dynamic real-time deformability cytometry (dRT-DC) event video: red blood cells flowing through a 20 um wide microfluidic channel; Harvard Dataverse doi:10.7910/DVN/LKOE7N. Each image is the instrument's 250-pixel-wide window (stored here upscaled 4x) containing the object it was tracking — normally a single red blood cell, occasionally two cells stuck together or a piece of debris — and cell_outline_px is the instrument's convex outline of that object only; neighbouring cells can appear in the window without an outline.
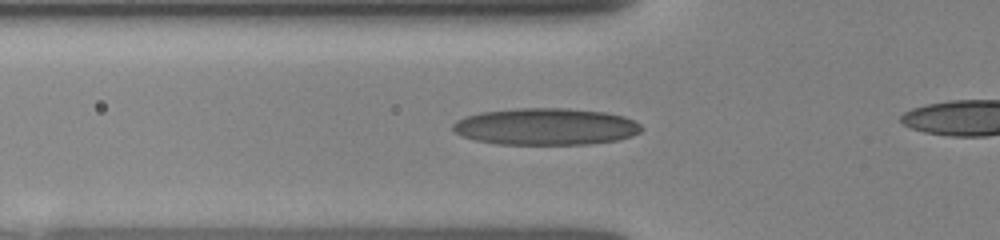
{"species": "human", "species_latin": "Homo sapiens", "temperature_condition": "room temperature", "stored_images_in_passage": 12, "camera_frame_rate_fps": 3000, "um_per_image_px": 0.085, "donor": {"sex": "female"}, "frame": {"image": 1, "passage_image": 9, "time_ms": 4.0, "image_size_px": [1000, 240], "cell_outline_px": [[644, 128], [640, 132], [632, 136], [616, 140], [588, 144], [500, 144], [476, 140], [460, 136], [452, 128], [452, 124], [456, 120], [464, 116], [480, 112], [516, 108], [568, 108], [604, 112], [624, 116], [640, 124]], "centroid_in_image_um": [46.37, 10.75], "position_along_channel_um": 79.4, "area_um2": 40.63}}
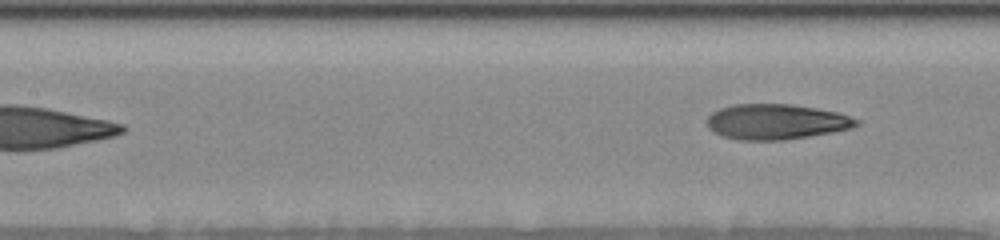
{"frame": {"image": 2, "passage_image": 12, "time_ms": 7.0, "image_size_px": [1000, 240], "cell_outline_px": [[860, 124], [852, 128], [832, 132], [784, 140], [740, 140], [724, 136], [708, 128], [708, 116], [712, 112], [720, 108], [736, 104], [792, 104], [816, 108], [836, 112], [860, 120]], "centroid_in_image_um": [65.99, 10.34], "position_along_channel_um": 141.4, "area_um2": 30.58}}